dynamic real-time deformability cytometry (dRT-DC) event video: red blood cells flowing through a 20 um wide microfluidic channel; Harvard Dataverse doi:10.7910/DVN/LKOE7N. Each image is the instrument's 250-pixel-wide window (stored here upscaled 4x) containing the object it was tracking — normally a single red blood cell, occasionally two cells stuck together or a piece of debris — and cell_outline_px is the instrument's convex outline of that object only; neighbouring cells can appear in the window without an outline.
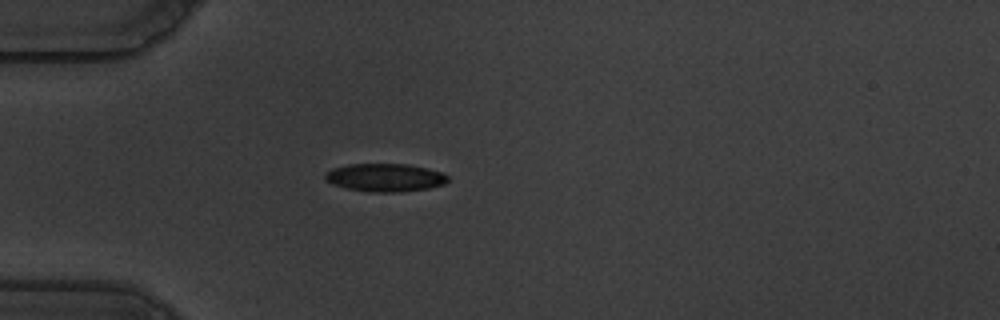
{"species": "common noctule bat (a hibernating species)", "species_latin": "Nyctalus noctula", "temperature_condition": "warm", "stored_images_in_passage": 44, "camera_frame_rate_fps": 3000, "um_per_image_px": 0.085, "animal": {"sex": "male", "body_mass_g": 19.5, "forearm_length_mm": 54.6}, "frame": {"image": 1, "passage_image": 3, "time_ms": 0.667, "image_size_px": [1000, 320], "cell_outline_px": [[448, 180], [444, 184], [428, 188], [400, 192], [368, 192], [348, 188], [332, 184], [324, 180], [324, 172], [332, 168], [348, 164], [408, 164], [428, 168], [440, 172], [448, 176]], "centroid_in_image_um": [32.69, 15.09], "position_along_channel_um": 52.3, "area_um2": 20.17}}
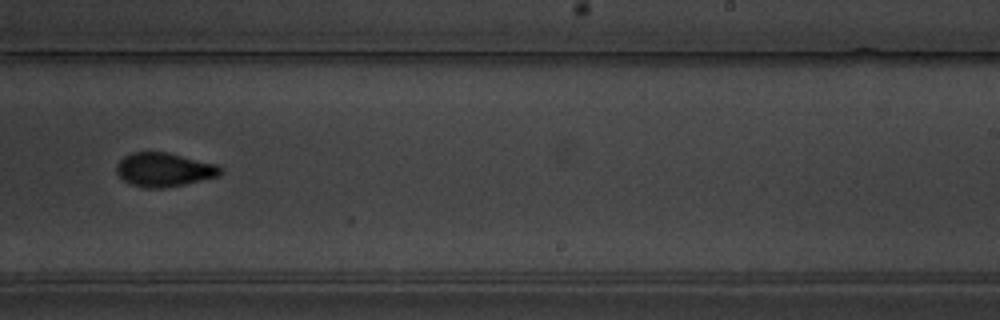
{"frame": {"image": 2, "passage_image": 23, "time_ms": 7.333, "image_size_px": [1000, 320], "cell_outline_px": [[220, 176], [184, 184], [164, 188], [144, 188], [132, 184], [124, 180], [116, 172], [116, 164], [124, 156], [132, 152], [168, 152], [216, 164], [220, 168]], "centroid_in_image_um": [13.92, 14.42], "position_along_channel_um": 275.1, "area_um2": 20.4}}
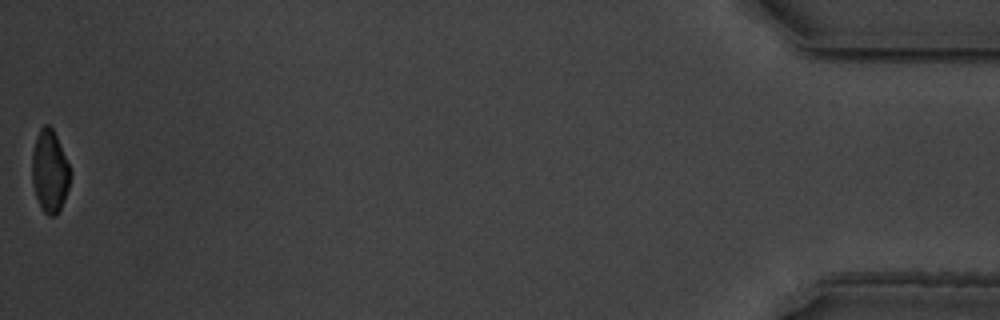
{"frame": {"image": 3, "passage_image": 44, "time_ms": 14.333, "image_size_px": [1000, 320], "cell_outline_px": [[72, 176], [64, 200], [60, 208], [52, 216], [48, 216], [44, 212], [36, 196], [32, 184], [32, 152], [36, 136], [40, 128], [44, 124], [48, 124], [52, 128], [56, 136], [72, 172]], "centroid_in_image_um": [4.23, 14.53], "position_along_channel_um": 431.0, "area_um2": 18.26}, "authors_computed_cell_mechanics": {"area_um2": 20.4612, "velocity_mm_per_s": 3.524, "shape_relaxation_time_tau1_ms": 4.1186, "shape_relaxation_time_tau2_ms": 1.3344, "deformation_change_tau1": 0.1673, "deformation_change_tau2": 0.0639}}